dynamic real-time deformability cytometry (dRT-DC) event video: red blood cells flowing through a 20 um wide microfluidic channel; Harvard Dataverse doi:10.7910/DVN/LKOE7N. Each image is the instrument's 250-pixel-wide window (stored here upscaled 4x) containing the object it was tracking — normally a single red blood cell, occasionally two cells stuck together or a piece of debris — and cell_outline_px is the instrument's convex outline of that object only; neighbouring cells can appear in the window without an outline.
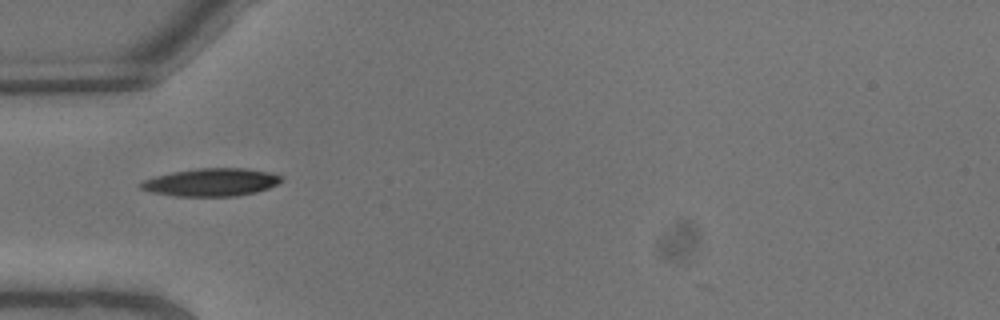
{"species": "common noctule bat (a hibernating species)", "species_latin": "Nyctalus noctula", "temperature_condition": "warm", "stored_images_in_passage": 2, "camera_frame_rate_fps": 3000, "um_per_image_px": 0.085, "animal": {"sex": "male", "body_mass_g": 13.3}, "frame": {"image": 1, "passage_image": 1, "time_ms": 0.0, "image_size_px": [1000, 320], "cell_outline_px": [[284, 180], [280, 184], [256, 192], [236, 196], [176, 196], [148, 192], [136, 188], [136, 184], [152, 176], [172, 172], [200, 168], [244, 168], [268, 172], [284, 176]], "centroid_in_image_um": [17.91, 15.49], "position_along_channel_um": 67.1, "area_um2": 23.24}}
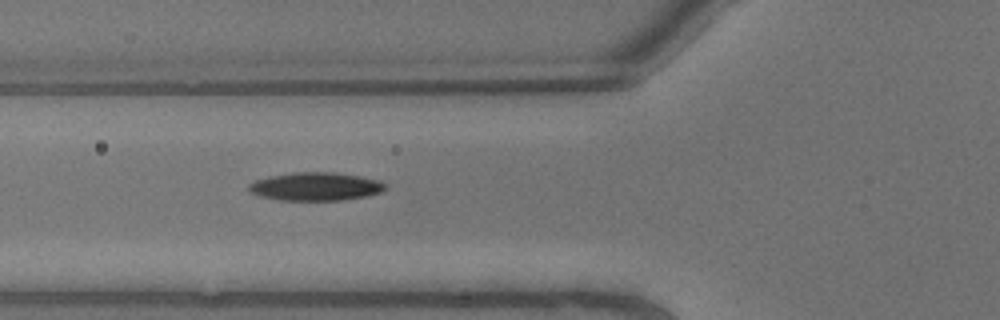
{"frame": {"image": 2, "passage_image": 2, "time_ms": 0.333, "image_size_px": [1000, 320], "cell_outline_px": [[384, 188], [380, 192], [368, 196], [344, 200], [280, 200], [260, 196], [248, 192], [248, 184], [256, 180], [268, 176], [296, 172], [336, 172], [360, 176], [380, 180], [384, 184]], "centroid_in_image_um": [26.8, 15.85], "position_along_channel_um": 99.0, "area_um2": 22.54}}